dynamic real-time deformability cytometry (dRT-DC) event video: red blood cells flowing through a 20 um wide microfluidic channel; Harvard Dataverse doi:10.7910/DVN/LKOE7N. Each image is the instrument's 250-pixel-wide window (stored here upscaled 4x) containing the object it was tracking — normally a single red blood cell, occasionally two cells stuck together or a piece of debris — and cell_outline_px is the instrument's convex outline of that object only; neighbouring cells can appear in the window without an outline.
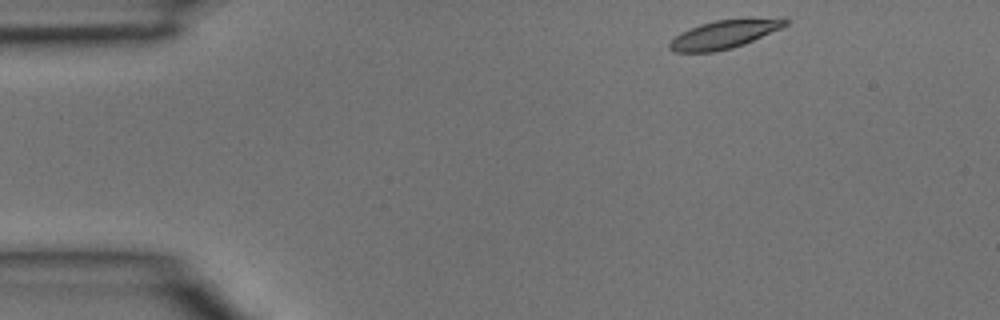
{"species": "common noctule bat (a hibernating species)", "species_latin": "Nyctalus noctula", "temperature_condition": "room temperature", "stored_images_in_passage": 4, "camera_frame_rate_fps": 3000, "um_per_image_px": 0.085, "animal": {"sex": "male", "body_mass_g": 15.6}, "frame": {"image": 1, "passage_image": 1, "time_ms": 0.0, "image_size_px": [1000, 320], "cell_outline_px": [[788, 24], [780, 28], [744, 44], [732, 48], [712, 52], [676, 52], [668, 48], [668, 44], [676, 36], [700, 24], [716, 20], [784, 16], [788, 20]], "centroid_in_image_um": [61.63, 2.89], "position_along_channel_um": 23.4, "area_um2": 19.07}}
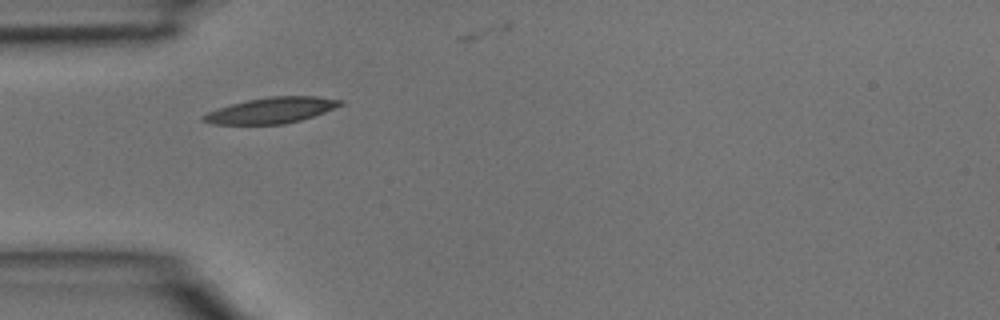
{"frame": {"image": 2, "passage_image": 3, "time_ms": 0.667, "image_size_px": [1000, 320], "cell_outline_px": [[344, 104], [324, 112], [300, 120], [284, 124], [212, 124], [200, 120], [200, 116], [208, 112], [232, 104], [248, 100], [272, 96], [316, 96], [344, 100]], "centroid_in_image_um": [23.07, 9.38], "position_along_channel_um": 61.9, "area_um2": 20.46}}